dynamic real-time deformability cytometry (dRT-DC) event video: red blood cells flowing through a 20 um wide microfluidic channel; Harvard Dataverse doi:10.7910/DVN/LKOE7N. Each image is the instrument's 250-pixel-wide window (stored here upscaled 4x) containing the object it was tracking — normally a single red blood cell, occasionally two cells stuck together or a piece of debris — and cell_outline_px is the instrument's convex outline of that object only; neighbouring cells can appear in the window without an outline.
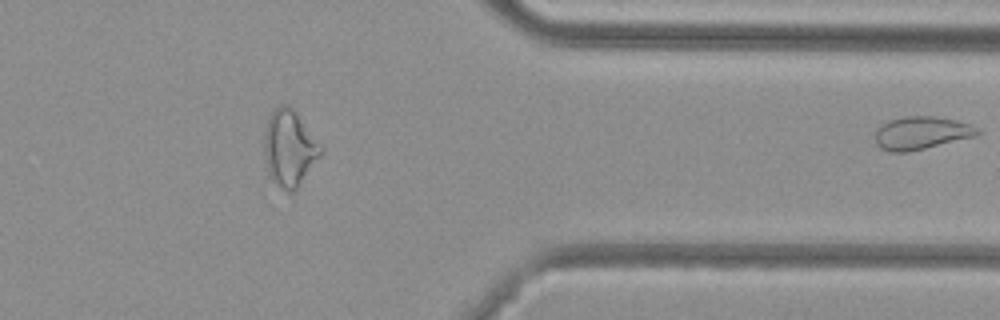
{"species": "common noctule bat (a hibernating species)", "species_latin": "Nyctalus noctula", "temperature_condition": "cold", "stored_images_in_passage": 41, "segment_of_instrument_passage": [2, 2], "camera_frame_rate_fps": 3000, "um_per_image_px": 0.085, "animal": {"sex": "female", "body_mass_g": 29.2, "forearm_length_mm": 56.3}, "frame": {"image": 1, "passage_image": 41, "time_ms": 13.333, "image_size_px": [1000, 320], "cell_outline_px": [[980, 132], [976, 136], [908, 152], [888, 152], [880, 148], [876, 144], [876, 128], [880, 124], [888, 120], [904, 116], [932, 116], [972, 124], [980, 128]], "centroid_in_image_um": [78.29, 11.3], "position_along_channel_um": 333.1, "area_um2": 19.71}}